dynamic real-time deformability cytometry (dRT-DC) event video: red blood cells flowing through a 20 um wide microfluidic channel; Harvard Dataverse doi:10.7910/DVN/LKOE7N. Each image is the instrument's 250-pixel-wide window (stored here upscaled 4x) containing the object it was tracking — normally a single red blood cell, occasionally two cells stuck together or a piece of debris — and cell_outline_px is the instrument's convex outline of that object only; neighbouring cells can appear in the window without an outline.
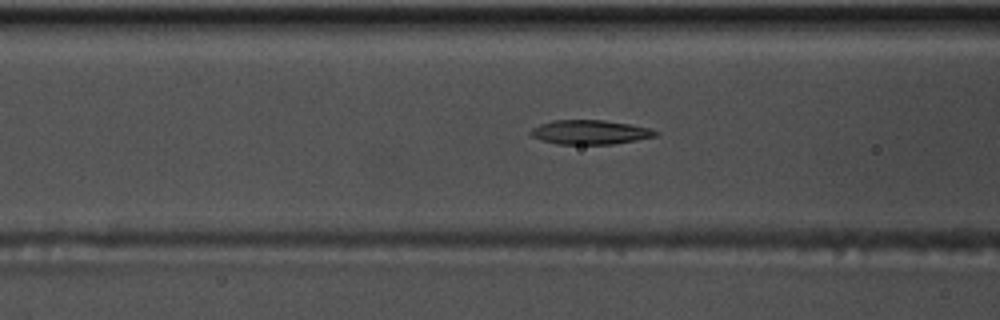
{"species": "common noctule bat (a hibernating species)", "species_latin": "Nyctalus noctula", "temperature_condition": "warm", "stored_images_in_passage": 38, "camera_frame_rate_fps": 3000, "um_per_image_px": 0.085, "animal": {"sex": "male", "body_mass_g": 17.5, "forearm_length_mm": 52.3}, "frame": {"image": 1, "passage_image": 5, "time_ms": 1.333, "image_size_px": [1000, 320], "cell_outline_px": [[660, 132], [656, 136], [636, 140], [612, 144], [556, 144], [540, 140], [532, 136], [528, 132], [532, 128], [540, 124], [552, 120], [604, 120], [628, 124], [648, 128]], "centroid_in_image_um": [50.11, 11.24], "position_along_channel_um": 116.5, "area_um2": 17.63}}
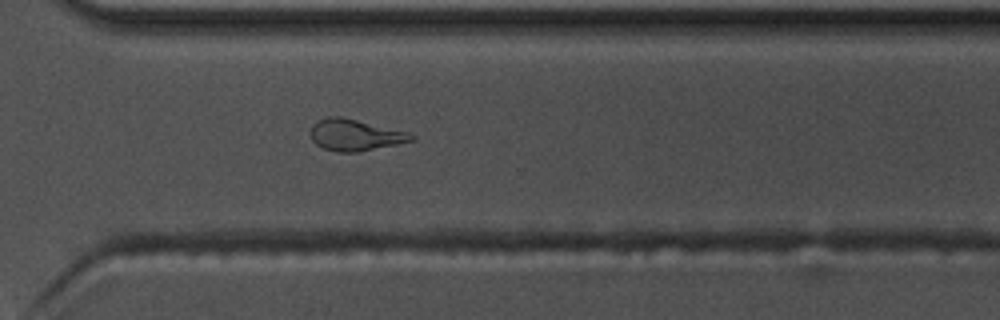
{"frame": {"image": 2, "passage_image": 23, "time_ms": 7.333, "image_size_px": [1000, 320], "cell_outline_px": [[416, 140], [356, 152], [336, 152], [324, 148], [316, 144], [312, 140], [308, 132], [312, 124], [328, 116], [340, 116], [408, 132], [416, 136]], "centroid_in_image_um": [30.15, 11.47], "position_along_channel_um": 340.5, "area_um2": 18.44}}
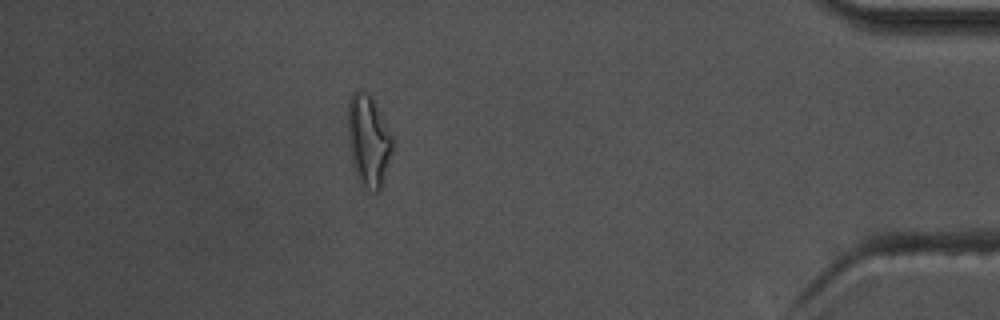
{"frame": {"image": 3, "passage_image": 32, "time_ms": 10.333, "image_size_px": [1000, 320], "cell_outline_px": [[392, 152], [380, 192], [376, 192], [364, 188], [360, 184], [356, 176], [352, 164], [348, 144], [348, 100], [352, 92], [356, 88], [360, 88], [368, 92], [372, 96], [392, 136]], "centroid_in_image_um": [31.29, 11.94], "position_along_channel_um": 403.9, "area_um2": 24.28}, "authors_computed_cell_mechanics": {"area_um2": 18.2937, "velocity_mm_per_s": 3.7372, "shape_relaxation_time_tau1_ms": 9.4007, "shape_relaxation_time_tau2_ms": 3.5315, "deformation_change_tau1": 0.2568, "deformation_change_tau2": 0.116}}